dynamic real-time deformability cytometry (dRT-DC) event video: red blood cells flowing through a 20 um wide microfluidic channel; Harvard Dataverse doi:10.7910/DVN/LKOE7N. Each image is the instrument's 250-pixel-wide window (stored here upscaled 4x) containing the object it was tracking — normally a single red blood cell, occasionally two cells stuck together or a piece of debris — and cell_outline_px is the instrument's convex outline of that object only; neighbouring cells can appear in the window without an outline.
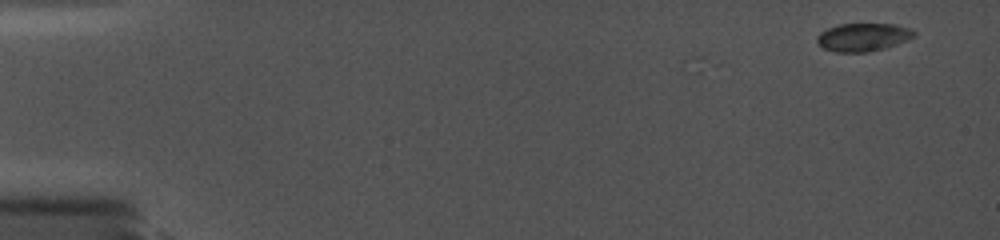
{"species": "common noctule bat (a hibernating species)", "species_latin": "Nyctalus noctula", "temperature_condition": "cold", "stored_images_in_passage": 5, "camera_frame_rate_fps": 5000, "um_per_image_px": 0.085, "animal": {"sex": "female", "body_mass_g": 19.0, "forearm_length_mm": 56.7}, "frame": {"image": 1, "passage_image": 5, "time_ms": 1.0, "image_size_px": [1000, 240], "cell_outline_px": [[916, 36], [896, 44], [884, 48], [868, 52], [836, 52], [824, 48], [816, 40], [816, 36], [820, 32], [828, 28], [840, 24], [896, 24], [908, 28], [916, 32]], "centroid_in_image_um": [73.36, 3.15], "position_along_channel_um": 11.6, "area_um2": 15.78}}